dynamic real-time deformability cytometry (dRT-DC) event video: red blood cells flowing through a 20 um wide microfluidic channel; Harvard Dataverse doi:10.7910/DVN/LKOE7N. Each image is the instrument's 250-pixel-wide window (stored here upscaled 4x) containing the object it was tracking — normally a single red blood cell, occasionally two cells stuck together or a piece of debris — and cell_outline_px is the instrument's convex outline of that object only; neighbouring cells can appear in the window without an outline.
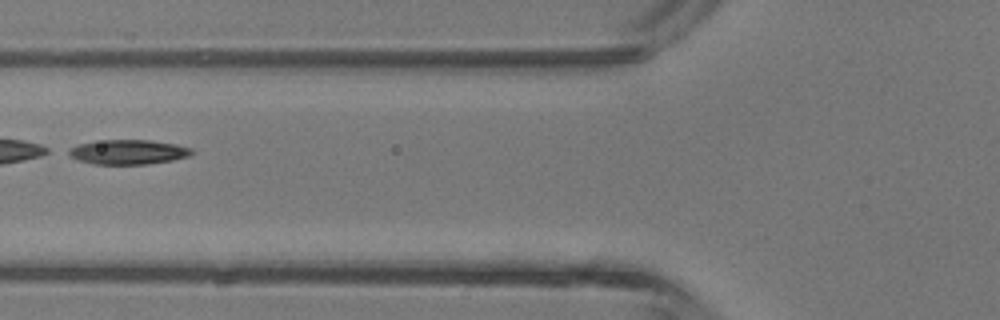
{"species": "common noctule bat (a hibernating species)", "species_latin": "Nyctalus noctula", "temperature_condition": "room temperature", "stored_images_in_passage": 4, "camera_frame_rate_fps": 3000, "um_per_image_px": 0.085, "animal": {"sex": "male", "body_mass_g": 13.3}, "frame": {"image": 1, "passage_image": 3, "time_ms": 2.333, "image_size_px": [1000, 320], "cell_outline_px": [[192, 152], [188, 156], [172, 160], [148, 164], [96, 164], [80, 160], [68, 156], [60, 152], [68, 148], [80, 144], [104, 140], [152, 140], [176, 144], [192, 148]], "centroid_in_image_um": [10.83, 12.92], "position_along_channel_um": 115.0, "area_um2": 17.74}}
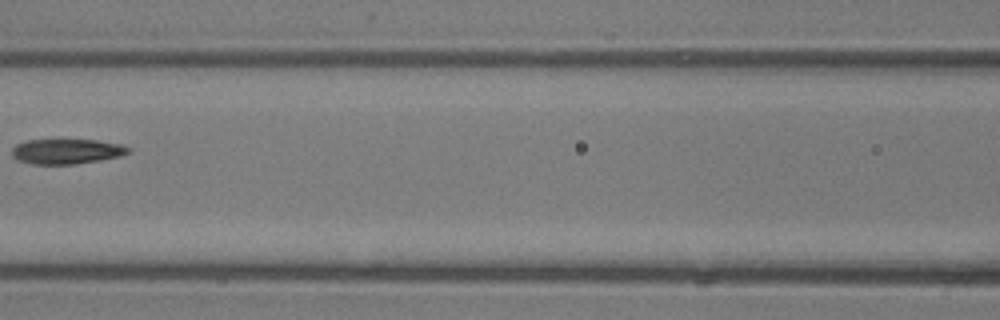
{"frame": {"image": 2, "passage_image": 4, "time_ms": 3.333, "image_size_px": [1000, 320], "cell_outline_px": [[128, 152], [120, 156], [100, 160], [76, 164], [32, 164], [20, 160], [12, 156], [12, 148], [16, 144], [28, 140], [96, 140], [120, 144], [128, 148]], "centroid_in_image_um": [5.63, 12.87], "position_along_channel_um": 161.0, "area_um2": 16.76}}